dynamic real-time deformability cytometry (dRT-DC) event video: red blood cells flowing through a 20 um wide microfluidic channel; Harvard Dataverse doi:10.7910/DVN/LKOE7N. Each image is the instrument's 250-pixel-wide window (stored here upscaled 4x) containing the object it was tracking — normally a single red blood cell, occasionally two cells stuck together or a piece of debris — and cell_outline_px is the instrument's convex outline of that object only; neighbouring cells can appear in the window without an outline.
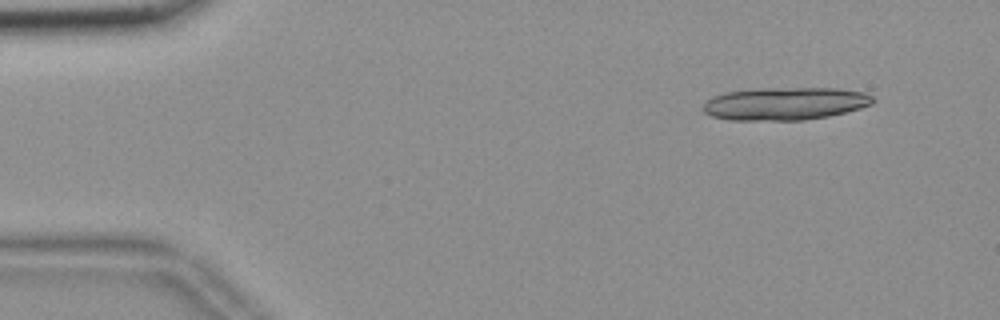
{"species": "common noctule bat (a hibernating species)", "species_latin": "Nyctalus noctula", "temperature_condition": "room temperature", "stored_images_in_passage": 14, "camera_frame_rate_fps": 3000, "um_per_image_px": 0.085, "animal": {"sex": "female", "body_mass_g": 18.4}, "frame": {"image": 1, "passage_image": 1, "time_ms": 0.0, "image_size_px": [1000, 320], "cell_outline_px": [[876, 100], [872, 104], [860, 108], [828, 116], [804, 120], [728, 120], [712, 116], [704, 112], [704, 104], [712, 96], [724, 92], [752, 88], [840, 88], [864, 92], [872, 96]], "centroid_in_image_um": [66.73, 8.8], "position_along_channel_um": 18.3, "area_um2": 32.66}}